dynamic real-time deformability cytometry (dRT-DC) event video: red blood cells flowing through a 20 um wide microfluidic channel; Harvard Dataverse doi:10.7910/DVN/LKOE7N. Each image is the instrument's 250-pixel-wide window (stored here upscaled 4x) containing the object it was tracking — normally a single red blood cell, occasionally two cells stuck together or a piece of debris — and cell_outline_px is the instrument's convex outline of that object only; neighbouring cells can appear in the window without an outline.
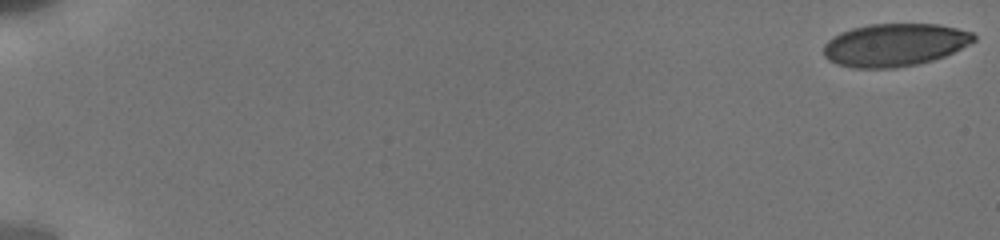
{"species": "human", "species_latin": "Homo sapiens", "temperature_condition": "cold", "stored_images_in_passage": 42, "camera_frame_rate_fps": 3000, "um_per_image_px": 0.085, "donor": {"sex": "male"}, "frame": {"image": 1, "passage_image": 1, "time_ms": 0.0, "image_size_px": [1000, 240], "cell_outline_px": [[976, 40], [944, 56], [932, 60], [916, 64], [896, 68], [852, 68], [836, 64], [828, 60], [824, 56], [824, 44], [832, 36], [840, 32], [852, 28], [868, 24], [940, 24], [972, 32], [976, 36]], "centroid_in_image_um": [76.01, 3.81], "position_along_channel_um": 9.0, "area_um2": 37.51}}
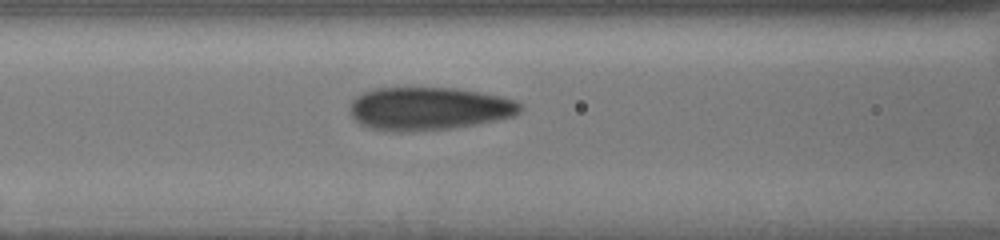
{"frame": {"image": 2, "passage_image": 33, "time_ms": 8.333, "image_size_px": [1000, 240], "cell_outline_px": [[520, 112], [516, 116], [476, 124], [452, 128], [412, 132], [388, 132], [368, 128], [360, 124], [348, 112], [348, 108], [352, 100], [356, 96], [364, 92], [376, 88], [460, 88], [500, 96], [516, 100], [520, 104]], "centroid_in_image_um": [36.41, 9.24], "position_along_channel_um": 130.2, "area_um2": 43.23}}
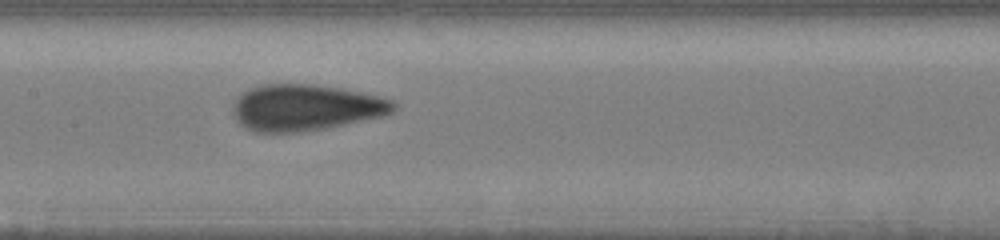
{"frame": {"image": 3, "passage_image": 41, "time_ms": 9.667, "image_size_px": [1000, 240], "cell_outline_px": [[396, 108], [392, 112], [380, 116], [344, 124], [324, 128], [296, 132], [256, 132], [244, 128], [232, 116], [232, 104], [236, 96], [240, 92], [248, 88], [264, 84], [312, 84], [340, 88], [380, 96], [392, 100], [396, 104]], "centroid_in_image_um": [25.88, 9.13], "position_along_channel_um": 181.5, "area_um2": 43.47}}